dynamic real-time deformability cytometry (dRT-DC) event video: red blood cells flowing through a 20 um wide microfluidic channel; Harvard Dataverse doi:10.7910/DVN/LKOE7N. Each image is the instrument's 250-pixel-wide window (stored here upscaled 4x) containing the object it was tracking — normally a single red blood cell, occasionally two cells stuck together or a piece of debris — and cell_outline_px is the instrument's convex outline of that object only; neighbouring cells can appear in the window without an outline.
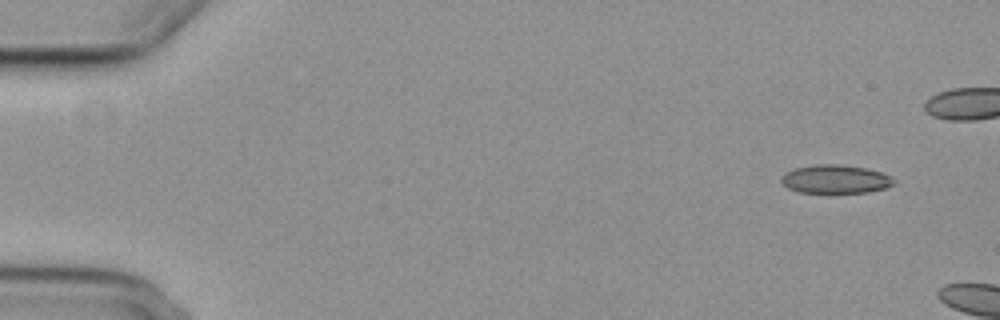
{"species": "common noctule bat (a hibernating species)", "species_latin": "Nyctalus noctula", "temperature_condition": "cold", "stored_images_in_passage": 2, "camera_frame_rate_fps": 3000, "um_per_image_px": 0.085, "animal": {"sex": "female", "body_mass_g": 29.2, "forearm_length_mm": 56.3}, "frame": {"image": 1, "passage_image": 1, "time_ms": 0.0, "image_size_px": [1000, 320], "cell_outline_px": [[896, 184], [884, 188], [868, 192], [800, 192], [788, 188], [780, 180], [784, 172], [796, 168], [816, 164], [840, 164], [864, 168], [880, 172], [896, 180]], "centroid_in_image_um": [71.0, 15.22], "position_along_channel_um": 14.0, "area_um2": 18.5}}